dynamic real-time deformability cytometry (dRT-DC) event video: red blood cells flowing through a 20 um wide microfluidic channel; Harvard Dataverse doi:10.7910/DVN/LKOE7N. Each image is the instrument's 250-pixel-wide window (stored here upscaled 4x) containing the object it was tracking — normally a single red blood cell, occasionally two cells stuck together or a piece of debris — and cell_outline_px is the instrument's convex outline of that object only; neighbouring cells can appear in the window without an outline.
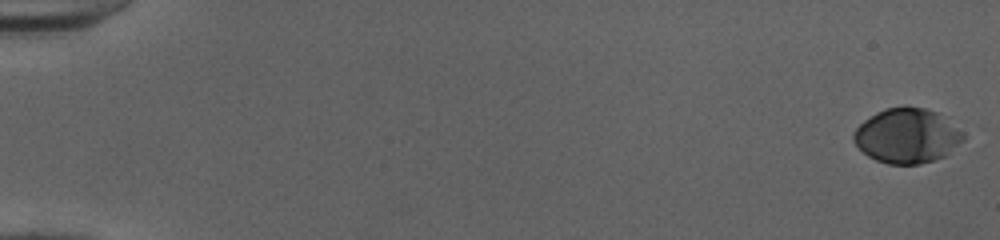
{"species": "human", "species_latin": "Homo sapiens", "temperature_condition": "cold", "stored_images_in_passage": 52, "camera_frame_rate_fps": 3000, "um_per_image_px": 0.085, "donor": {"sex": "female"}, "frame": {"image": 1, "passage_image": 1, "time_ms": 0.0, "image_size_px": [1000, 240], "cell_outline_px": [[964, 140], [948, 156], [936, 160], [920, 164], [888, 164], [876, 160], [868, 156], [852, 140], [852, 136], [856, 128], [864, 120], [876, 112], [884, 108], [904, 104], [924, 108], [936, 112], [964, 132]], "centroid_in_image_um": [77.11, 11.53], "position_along_channel_um": 7.9, "area_um2": 35.49}}
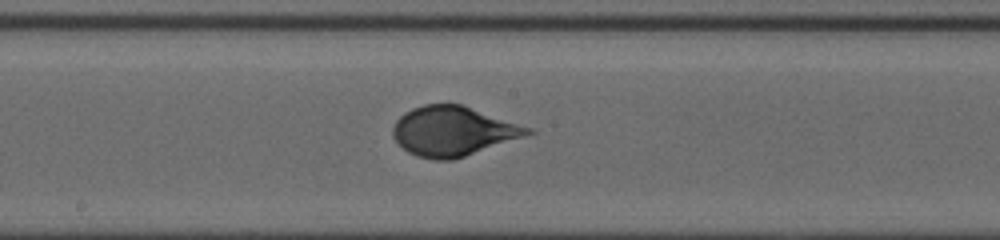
{"frame": {"image": 2, "passage_image": 30, "time_ms": 9.667, "image_size_px": [1000, 240], "cell_outline_px": [[536, 132], [452, 160], [436, 160], [416, 156], [408, 152], [392, 136], [392, 128], [396, 120], [404, 112], [412, 108], [424, 104], [460, 104], [532, 128]], "centroid_in_image_um": [38.47, 11.14], "position_along_channel_um": 209.7, "area_um2": 38.49}}
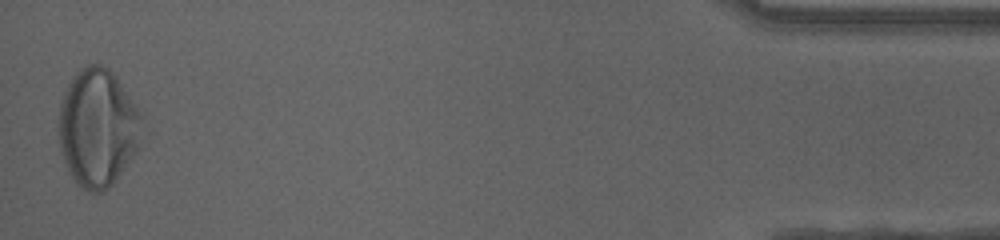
{"frame": {"image": 3, "passage_image": 52, "time_ms": 17.0, "image_size_px": [1000, 240], "cell_outline_px": [[144, 116], [136, 152], [116, 180], [104, 192], [88, 192], [80, 188], [76, 184], [68, 172], [60, 152], [56, 128], [60, 100], [72, 76], [80, 68], [88, 64], [100, 64], [108, 68], [116, 76]], "centroid_in_image_um": [8.26, 10.87], "position_along_channel_um": 426.9, "area_um2": 58.26}, "authors_computed_cell_mechanics": {"area_um2": 37.7723, "velocity_mm_per_s": 4.0149, "shape_relaxation_time_tau1_ms": 3.4513, "shape_relaxation_time_tau2_ms": null, "deformation_change_tau1": 0.1583, "deformation_change_tau2": null}}